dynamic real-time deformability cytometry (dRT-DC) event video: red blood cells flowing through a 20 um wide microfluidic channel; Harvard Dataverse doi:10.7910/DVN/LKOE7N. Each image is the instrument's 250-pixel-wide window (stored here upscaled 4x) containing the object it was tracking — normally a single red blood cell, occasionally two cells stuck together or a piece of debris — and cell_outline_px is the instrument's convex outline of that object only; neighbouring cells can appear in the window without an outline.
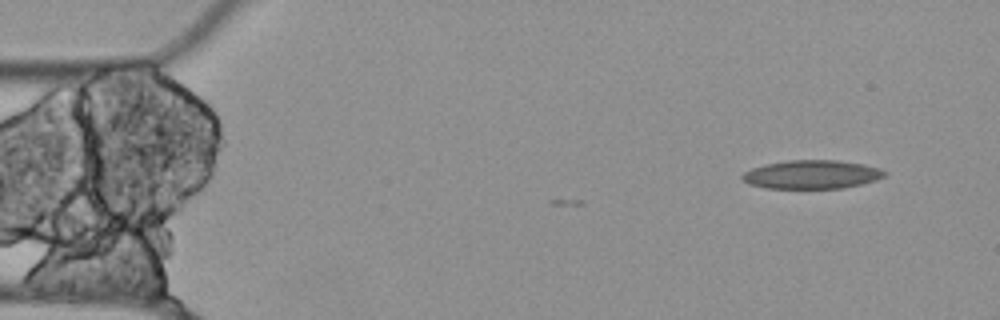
{"species": "Egyptian fruit bat (a non-hibernating species)", "species_latin": "Rousettus aegyptiacus", "temperature_condition": "cold", "stored_images_in_passage": 3, "camera_frame_rate_fps": 3000, "um_per_image_px": 0.085, "animal": {"sex": "female"}, "frame": {"image": 1, "passage_image": 1, "time_ms": 0.0, "image_size_px": [1000, 320], "cell_outline_px": [[888, 172], [884, 176], [876, 180], [860, 184], [840, 188], [764, 188], [748, 184], [740, 176], [744, 172], [752, 168], [764, 164], [788, 160], [836, 160], [864, 164], [880, 168]], "centroid_in_image_um": [68.99, 14.82], "position_along_channel_um": 16.0, "area_um2": 23.76}}